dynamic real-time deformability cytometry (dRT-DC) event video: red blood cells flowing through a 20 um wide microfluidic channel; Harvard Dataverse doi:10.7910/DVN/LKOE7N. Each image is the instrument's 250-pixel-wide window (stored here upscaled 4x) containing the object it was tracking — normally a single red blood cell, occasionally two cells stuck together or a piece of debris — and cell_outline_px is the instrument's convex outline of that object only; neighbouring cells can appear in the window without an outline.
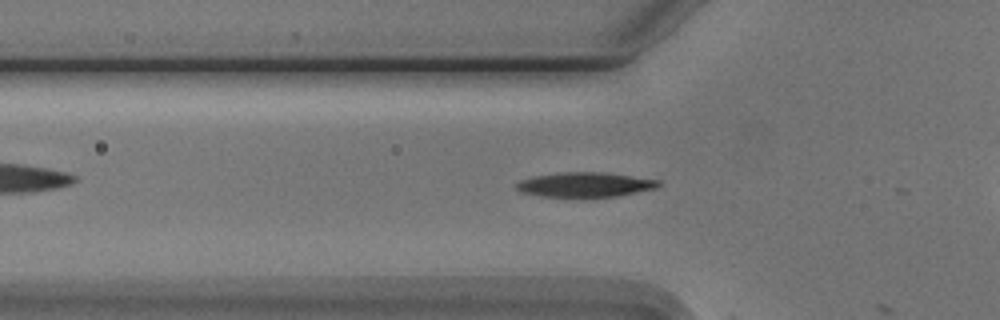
{"species": "Egyptian fruit bat (a non-hibernating species)", "species_latin": "Rousettus aegyptiacus", "temperature_condition": "cold", "stored_images_in_passage": 19, "camera_frame_rate_fps": 3000, "um_per_image_px": 0.085, "animal": {"sex": "male"}, "frame": {"image": 1, "passage_image": 18, "time_ms": 5.667, "image_size_px": [1000, 320], "cell_outline_px": [[660, 184], [656, 188], [620, 196], [540, 196], [520, 192], [516, 188], [516, 184], [520, 180], [536, 176], [564, 172], [604, 172], [660, 180]], "centroid_in_image_um": [49.75, 15.69], "position_along_channel_um": 76.1, "area_um2": 20.17}}